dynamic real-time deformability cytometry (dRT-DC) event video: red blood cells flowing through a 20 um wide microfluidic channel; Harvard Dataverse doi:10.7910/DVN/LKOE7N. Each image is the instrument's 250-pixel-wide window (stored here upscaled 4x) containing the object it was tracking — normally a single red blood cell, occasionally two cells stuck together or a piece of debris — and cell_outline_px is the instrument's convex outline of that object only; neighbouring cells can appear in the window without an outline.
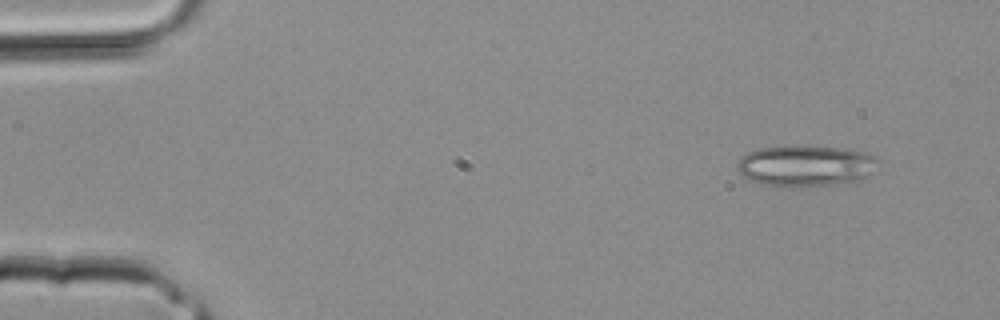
{"species": "common noctule bat (a hibernating species)", "species_latin": "Nyctalus noctula", "temperature_condition": "room temperature", "stored_images_in_passage": 3, "camera_frame_rate_fps": 3000, "um_per_image_px": 0.085, "animal": {"sex": "male", "body_mass_g": 20.4}, "frame": {"image": 1, "passage_image": 1, "time_ms": 0.0, "image_size_px": [1000, 320], "cell_outline_px": [[880, 160], [868, 176], [836, 184], [800, 188], [788, 188], [760, 184], [740, 176], [736, 168], [736, 164], [740, 156], [756, 148], [796, 144], [808, 144], [848, 148], [864, 152], [876, 156]], "centroid_in_image_um": [68.41, 14.07], "position_along_channel_um": 16.6, "area_um2": 35.14}}